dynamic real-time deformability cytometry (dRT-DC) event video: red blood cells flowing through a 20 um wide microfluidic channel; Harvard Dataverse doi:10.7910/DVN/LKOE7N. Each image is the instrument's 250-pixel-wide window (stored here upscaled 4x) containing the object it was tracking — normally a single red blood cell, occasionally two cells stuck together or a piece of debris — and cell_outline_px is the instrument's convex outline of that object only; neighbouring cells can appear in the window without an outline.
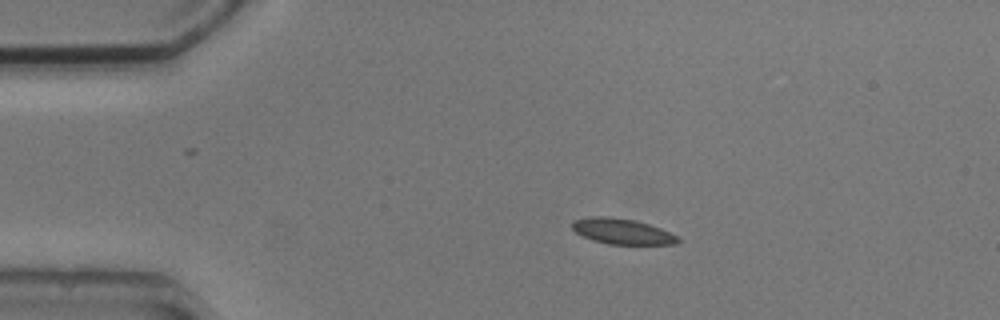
{"species": "common noctule bat (a hibernating species)", "species_latin": "Nyctalus noctula", "temperature_condition": "cold", "stored_images_in_passage": 5, "camera_frame_rate_fps": 3000, "um_per_image_px": 0.085, "animal": {"sex": "male", "body_mass_g": 20.5, "forearm_length_mm": 52.5}, "frame": {"image": 1, "passage_image": 2, "time_ms": 1.333, "image_size_px": [1000, 320], "cell_outline_px": [[680, 240], [676, 244], [608, 244], [592, 240], [576, 232], [572, 228], [572, 220], [588, 216], [608, 216], [632, 220], [648, 224], [660, 228], [676, 236]], "centroid_in_image_um": [52.83, 19.66], "position_along_channel_um": 32.2, "area_um2": 15.61}}
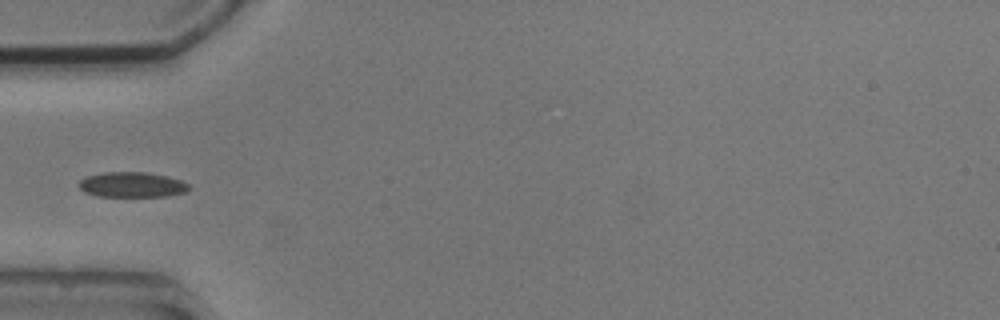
{"frame": {"image": 2, "passage_image": 4, "time_ms": 3.667, "image_size_px": [1000, 320], "cell_outline_px": [[192, 188], [184, 192], [168, 196], [96, 196], [84, 192], [76, 184], [80, 180], [88, 176], [104, 172], [144, 172], [168, 176], [192, 184]], "centroid_in_image_um": [11.24, 15.7], "position_along_channel_um": 73.8, "area_um2": 16.3}}